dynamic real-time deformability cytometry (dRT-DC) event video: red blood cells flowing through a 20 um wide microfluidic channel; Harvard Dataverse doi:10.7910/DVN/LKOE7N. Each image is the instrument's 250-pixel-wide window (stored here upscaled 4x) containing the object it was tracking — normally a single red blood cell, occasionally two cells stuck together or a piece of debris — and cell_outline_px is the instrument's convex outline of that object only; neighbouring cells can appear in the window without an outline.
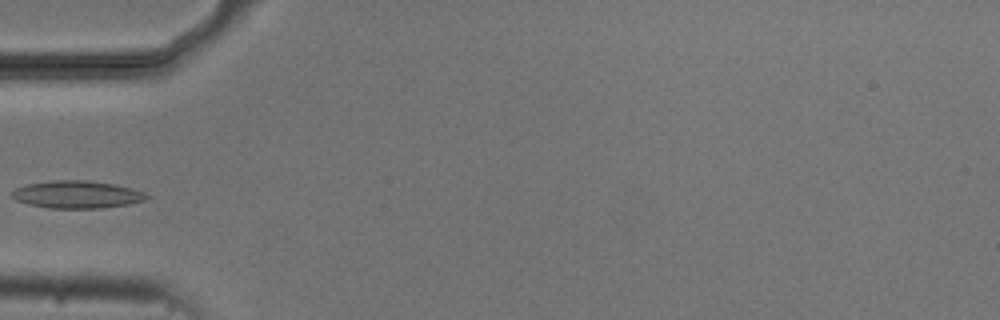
{"species": "common noctule bat (a hibernating species)", "species_latin": "Nyctalus noctula", "temperature_condition": "cold", "stored_images_in_passage": 6, "camera_frame_rate_fps": 3000, "um_per_image_px": 0.085, "animal": {"sex": "male", "body_mass_g": 20.5, "forearm_length_mm": 52.5}, "frame": {"image": 1, "passage_image": 5, "time_ms": 4.667, "image_size_px": [1000, 320], "cell_outline_px": [[148, 196], [144, 200], [128, 204], [100, 208], [48, 208], [28, 204], [16, 200], [12, 196], [12, 192], [16, 188], [28, 184], [52, 180], [88, 180], [116, 184], [132, 188], [144, 192]], "centroid_in_image_um": [6.54, 16.52], "position_along_channel_um": 78.5, "area_um2": 21.5}}
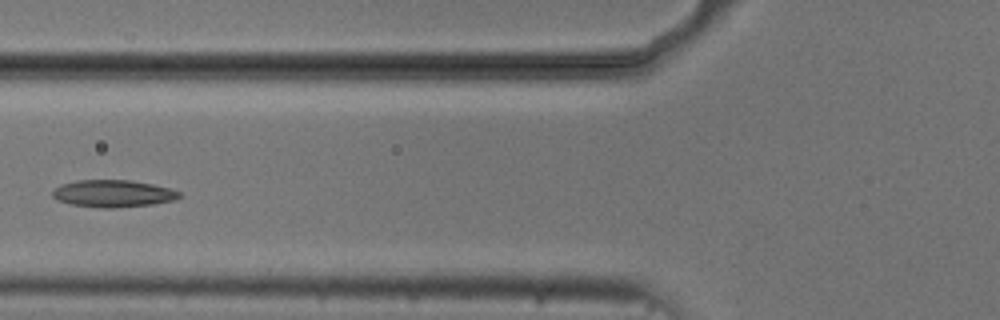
{"frame": {"image": 2, "passage_image": 6, "time_ms": 5.667, "image_size_px": [1000, 320], "cell_outline_px": [[180, 196], [176, 200], [152, 204], [116, 208], [104, 208], [72, 204], [56, 200], [52, 196], [52, 192], [60, 184], [76, 180], [132, 180], [152, 184], [168, 188], [180, 192]], "centroid_in_image_um": [9.6, 16.45], "position_along_channel_um": 116.2, "area_um2": 20.06}}